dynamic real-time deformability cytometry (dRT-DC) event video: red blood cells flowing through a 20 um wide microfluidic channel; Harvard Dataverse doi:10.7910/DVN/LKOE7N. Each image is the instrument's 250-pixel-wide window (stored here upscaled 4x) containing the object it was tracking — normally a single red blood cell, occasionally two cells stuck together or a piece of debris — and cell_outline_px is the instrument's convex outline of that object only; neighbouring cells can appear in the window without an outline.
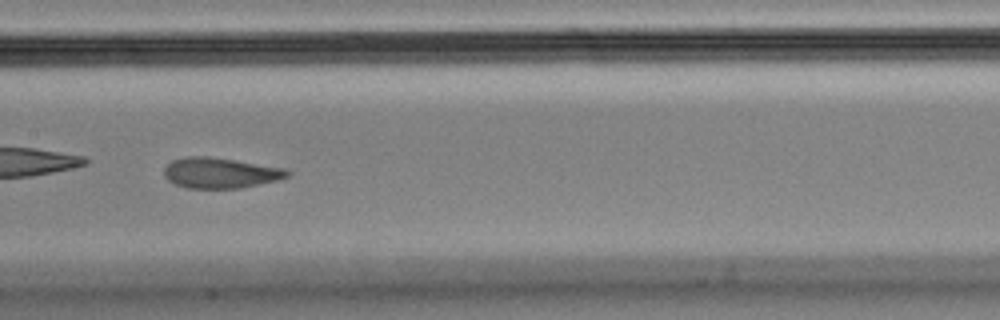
{"species": "Egyptian fruit bat (a non-hibernating species)", "species_latin": "Rousettus aegyptiacus", "temperature_condition": "cold", "stored_images_in_passage": 9, "camera_frame_rate_fps": 3000, "um_per_image_px": 0.085, "animal": {"sex": "male"}, "frame": {"image": 1, "passage_image": 6, "time_ms": 1.667, "image_size_px": [1000, 320], "cell_outline_px": [[292, 172], [288, 176], [280, 180], [240, 188], [184, 188], [168, 180], [164, 176], [164, 168], [172, 160], [188, 156], [208, 156], [236, 160], [284, 168]], "centroid_in_image_um": [18.73, 14.7], "position_along_channel_um": 188.7, "area_um2": 22.02}}
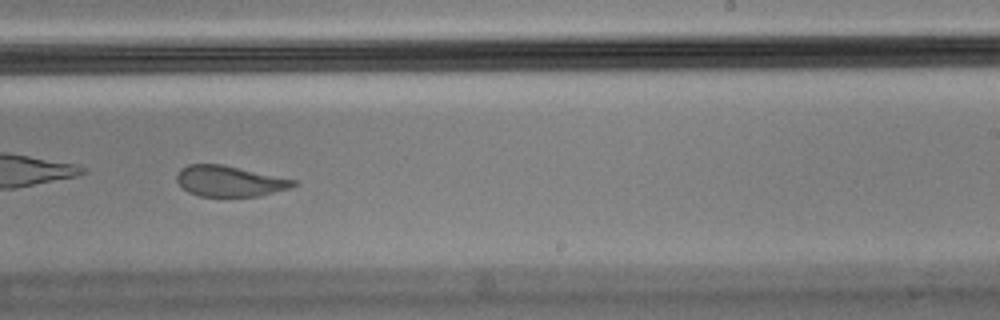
{"frame": {"image": 2, "passage_image": 8, "time_ms": 2.333, "image_size_px": [1000, 320], "cell_outline_px": [[296, 184], [288, 188], [260, 196], [200, 196], [188, 192], [176, 180], [176, 176], [180, 168], [188, 164], [224, 164], [296, 180]], "centroid_in_image_um": [19.48, 15.38], "position_along_channel_um": 269.5, "area_um2": 20.81}}